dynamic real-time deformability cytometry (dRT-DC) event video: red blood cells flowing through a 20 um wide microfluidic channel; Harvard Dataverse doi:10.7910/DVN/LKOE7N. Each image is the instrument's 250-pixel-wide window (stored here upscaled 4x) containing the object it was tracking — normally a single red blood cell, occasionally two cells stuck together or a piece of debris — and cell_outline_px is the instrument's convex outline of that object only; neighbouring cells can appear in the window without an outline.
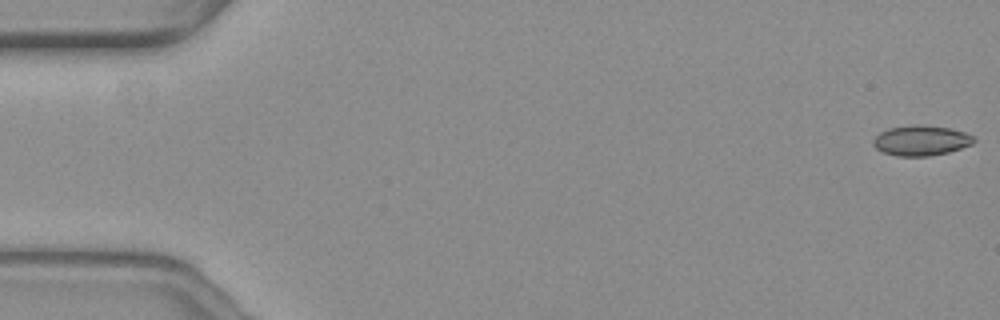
{"species": "common noctule bat (a hibernating species)", "species_latin": "Nyctalus noctula", "temperature_condition": "warm", "stored_images_in_passage": 15, "camera_frame_rate_fps": 3000, "um_per_image_px": 0.085, "animal": {"sex": "female", "body_mass_g": 19.3, "forearm_length_mm": 54.1}, "frame": {"image": 1, "passage_image": 1, "time_ms": 0.0, "image_size_px": [1000, 320], "cell_outline_px": [[976, 140], [972, 144], [948, 152], [928, 156], [896, 156], [884, 152], [876, 148], [872, 144], [872, 140], [880, 132], [888, 128], [912, 124], [920, 124], [952, 128], [964, 132], [972, 136]], "centroid_in_image_um": [78.27, 11.93], "position_along_channel_um": 6.7, "area_um2": 17.8}}
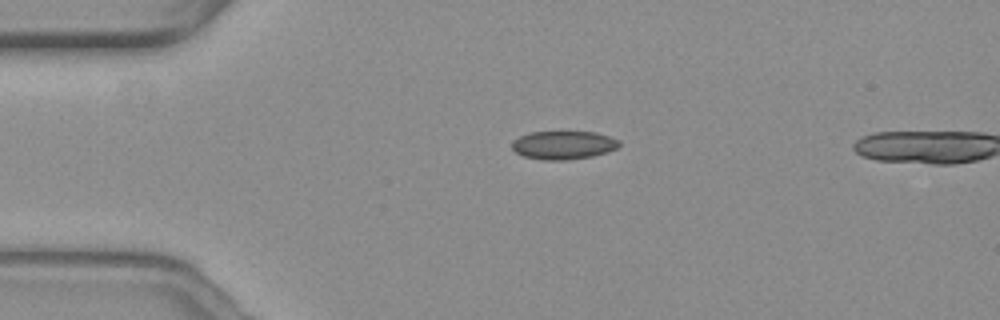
{"frame": {"image": 2, "passage_image": 13, "time_ms": 4.0, "image_size_px": [1000, 320], "cell_outline_px": [[620, 144], [616, 148], [608, 152], [592, 156], [564, 160], [540, 160], [524, 156], [516, 152], [512, 148], [512, 140], [520, 136], [532, 132], [596, 132], [620, 140]], "centroid_in_image_um": [47.89, 12.33], "position_along_channel_um": 37.1, "area_um2": 17.69}}